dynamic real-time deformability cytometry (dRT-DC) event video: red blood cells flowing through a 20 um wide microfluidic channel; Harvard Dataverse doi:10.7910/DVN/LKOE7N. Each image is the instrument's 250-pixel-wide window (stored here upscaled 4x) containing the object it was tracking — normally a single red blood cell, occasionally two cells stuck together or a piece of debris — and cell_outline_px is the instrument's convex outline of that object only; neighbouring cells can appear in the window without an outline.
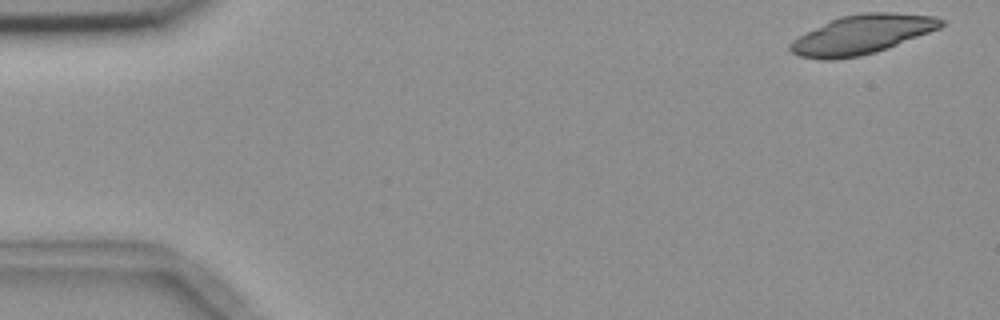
{"species": "common noctule bat (a hibernating species)", "species_latin": "Nyctalus noctula", "temperature_condition": "room temperature", "stored_images_in_passage": 6, "camera_frame_rate_fps": 3000, "um_per_image_px": 0.085, "animal": {"sex": "female", "body_mass_g": 18.4}, "frame": {"image": 1, "passage_image": 1, "time_ms": 0.0, "image_size_px": [1000, 320], "cell_outline_px": [[944, 24], [940, 28], [888, 48], [876, 52], [860, 56], [832, 60], [828, 60], [800, 56], [792, 52], [788, 48], [788, 44], [792, 40], [840, 16], [864, 12], [892, 12], [936, 16], [944, 20]], "centroid_in_image_um": [73.3, 2.93], "position_along_channel_um": 11.7, "area_um2": 34.1}}